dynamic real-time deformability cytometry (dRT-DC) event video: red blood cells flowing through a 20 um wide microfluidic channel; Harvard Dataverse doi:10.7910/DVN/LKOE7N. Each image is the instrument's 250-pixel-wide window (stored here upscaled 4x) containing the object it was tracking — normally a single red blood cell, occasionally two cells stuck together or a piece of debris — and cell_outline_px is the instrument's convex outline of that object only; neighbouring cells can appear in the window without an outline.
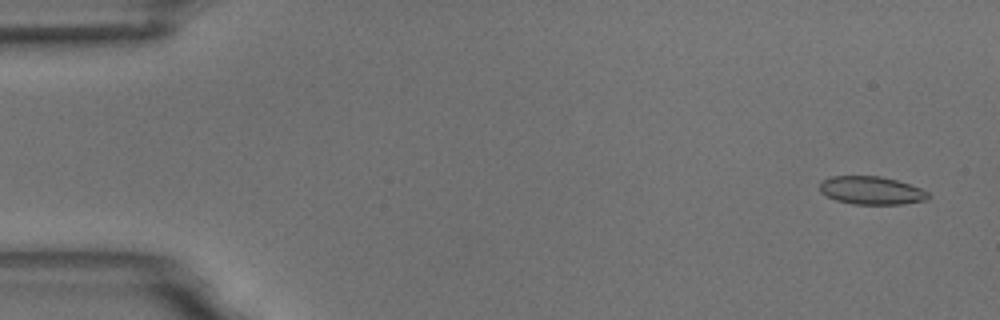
{"species": "common noctule bat (a hibernating species)", "species_latin": "Nyctalus noctula", "temperature_condition": "room temperature", "stored_images_in_passage": 2, "segment_of_instrument_passage": [2, 2], "camera_frame_rate_fps": 3000, "um_per_image_px": 0.085, "animal": {"sex": "male", "body_mass_g": 18.8}, "frame": {"image": 1, "passage_image": 2, "time_ms": 1.333, "image_size_px": [1000, 320], "cell_outline_px": [[932, 196], [924, 200], [904, 204], [852, 204], [836, 200], [820, 192], [820, 180], [832, 176], [880, 176], [896, 180], [920, 188], [928, 192]], "centroid_in_image_um": [74.05, 16.19], "position_along_channel_um": 10.9, "area_um2": 17.74}}